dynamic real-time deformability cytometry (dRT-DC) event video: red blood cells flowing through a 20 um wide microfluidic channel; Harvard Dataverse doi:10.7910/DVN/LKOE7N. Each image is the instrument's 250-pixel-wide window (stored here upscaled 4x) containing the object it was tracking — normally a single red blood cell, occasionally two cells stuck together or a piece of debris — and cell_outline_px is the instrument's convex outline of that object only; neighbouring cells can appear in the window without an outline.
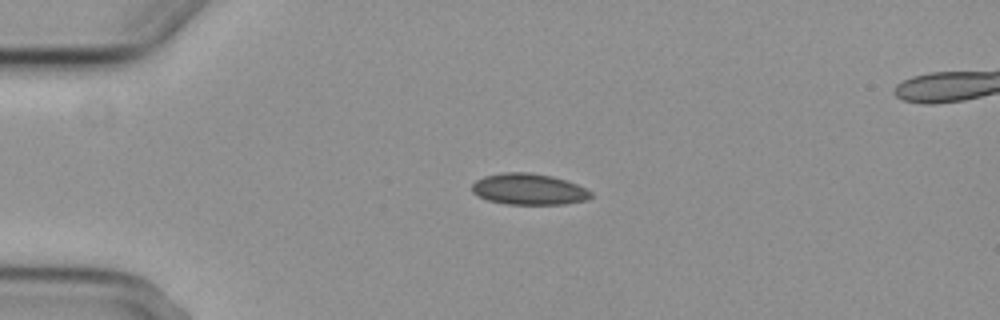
{"species": "common noctule bat (a hibernating species)", "species_latin": "Nyctalus noctula", "temperature_condition": "cold", "stored_images_in_passage": 3, "camera_frame_rate_fps": 3000, "um_per_image_px": 0.085, "animal": {"sex": "female", "body_mass_g": 29.2, "forearm_length_mm": 56.3}, "frame": {"image": 1, "passage_image": 1, "time_ms": 0.0, "image_size_px": [1000, 320], "cell_outline_px": [[592, 196], [588, 200], [564, 204], [504, 204], [488, 200], [476, 196], [472, 192], [472, 184], [476, 180], [484, 176], [504, 172], [528, 172], [552, 176], [576, 184], [592, 192]], "centroid_in_image_um": [44.92, 16.09], "position_along_channel_um": 40.1, "area_um2": 21.68}}